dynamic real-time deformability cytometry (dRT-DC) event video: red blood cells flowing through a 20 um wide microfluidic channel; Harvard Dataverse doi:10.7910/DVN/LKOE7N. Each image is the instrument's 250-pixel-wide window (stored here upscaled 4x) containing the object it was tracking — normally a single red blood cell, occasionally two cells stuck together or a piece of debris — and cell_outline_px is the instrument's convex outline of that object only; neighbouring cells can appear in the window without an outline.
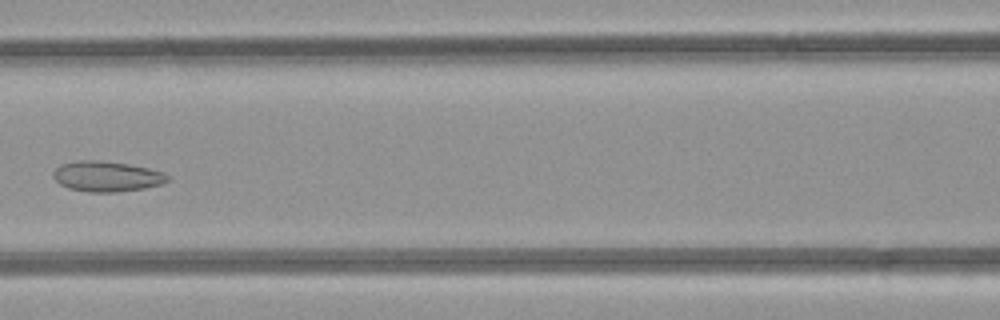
{"species": "common noctule bat (a hibernating species)", "species_latin": "Nyctalus noctula", "temperature_condition": "room temperature", "stored_images_in_passage": 7, "camera_frame_rate_fps": 3000, "um_per_image_px": 0.085, "animal": {"sex": "female", "body_mass_g": 21.9}, "frame": {"image": 1, "passage_image": 6, "time_ms": 5.667, "image_size_px": [1000, 320], "cell_outline_px": [[168, 180], [160, 184], [144, 188], [116, 192], [88, 192], [68, 188], [60, 184], [52, 176], [52, 172], [60, 164], [80, 160], [104, 160], [128, 164], [148, 168], [160, 172], [168, 176]], "centroid_in_image_um": [9.01, 14.99], "position_along_channel_um": 157.6, "area_um2": 20.17}}
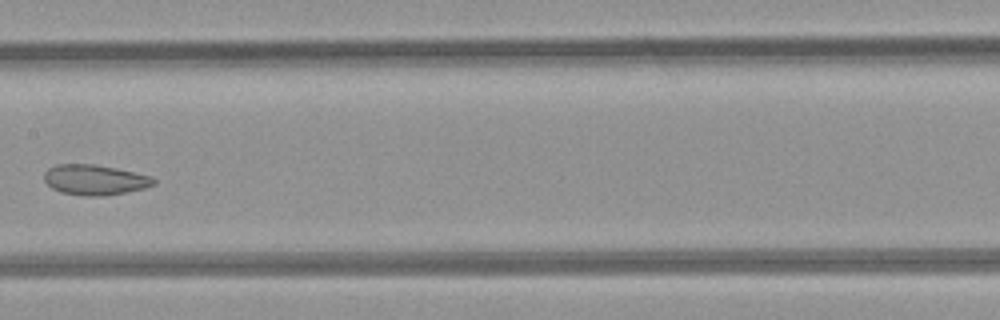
{"frame": {"image": 2, "passage_image": 7, "time_ms": 6.667, "image_size_px": [1000, 320], "cell_outline_px": [[156, 184], [144, 188], [104, 196], [84, 196], [60, 192], [52, 188], [44, 180], [44, 172], [48, 168], [56, 164], [96, 164], [116, 168], [152, 176], [156, 180]], "centroid_in_image_um": [8.05, 15.28], "position_along_channel_um": 199.3, "area_um2": 19.42}}